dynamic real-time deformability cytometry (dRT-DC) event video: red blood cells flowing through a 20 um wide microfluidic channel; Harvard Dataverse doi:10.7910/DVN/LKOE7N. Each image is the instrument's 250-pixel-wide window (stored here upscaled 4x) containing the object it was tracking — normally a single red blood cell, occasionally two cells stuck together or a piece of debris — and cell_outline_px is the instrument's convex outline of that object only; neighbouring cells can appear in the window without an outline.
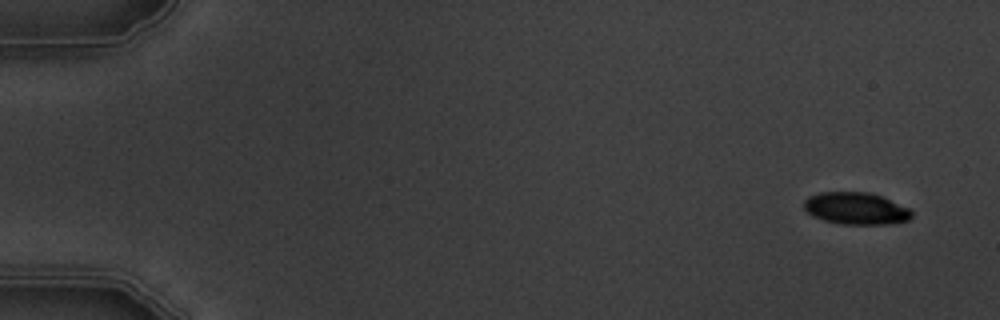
{"species": "common noctule bat (a hibernating species)", "species_latin": "Nyctalus noctula", "temperature_condition": "warm", "stored_images_in_passage": 7, "camera_frame_rate_fps": 3000, "um_per_image_px": 0.085, "animal": {"sex": "male", "body_mass_g": 19.5, "forearm_length_mm": 54.6}, "frame": {"image": 1, "passage_image": 1, "time_ms": 0.0, "image_size_px": [1000, 320], "cell_outline_px": [[912, 216], [908, 220], [888, 224], [844, 224], [824, 220], [812, 216], [804, 208], [804, 200], [808, 196], [820, 192], [868, 192], [880, 196], [908, 208], [912, 212]], "centroid_in_image_um": [72.72, 17.71], "position_along_channel_um": 12.3, "area_um2": 19.94}}
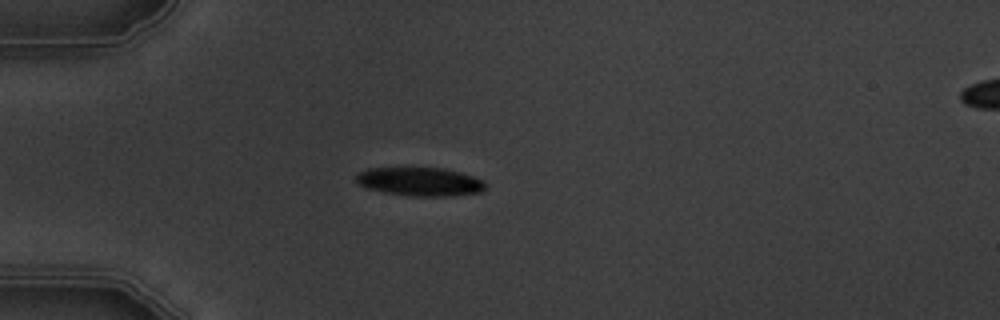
{"frame": {"image": 2, "passage_image": 4, "time_ms": 4.333, "image_size_px": [1000, 320], "cell_outline_px": [[484, 188], [480, 192], [452, 196], [408, 196], [384, 192], [368, 188], [360, 184], [356, 180], [356, 176], [360, 172], [368, 168], [444, 168], [460, 172], [484, 180]], "centroid_in_image_um": [35.71, 15.44], "position_along_channel_um": 49.3, "area_um2": 21.39}}
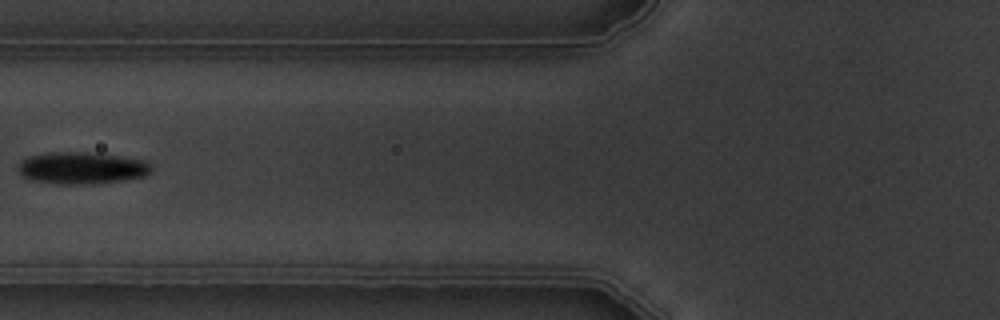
{"frame": {"image": 3, "passage_image": 6, "time_ms": 6.667, "image_size_px": [1000, 320], "cell_outline_px": [[152, 168], [144, 176], [120, 180], [76, 184], [60, 184], [28, 180], [20, 176], [20, 160], [28, 156], [48, 152], [88, 152], [148, 160]], "centroid_in_image_um": [6.9, 14.26], "position_along_channel_um": 118.9, "area_um2": 24.62}}